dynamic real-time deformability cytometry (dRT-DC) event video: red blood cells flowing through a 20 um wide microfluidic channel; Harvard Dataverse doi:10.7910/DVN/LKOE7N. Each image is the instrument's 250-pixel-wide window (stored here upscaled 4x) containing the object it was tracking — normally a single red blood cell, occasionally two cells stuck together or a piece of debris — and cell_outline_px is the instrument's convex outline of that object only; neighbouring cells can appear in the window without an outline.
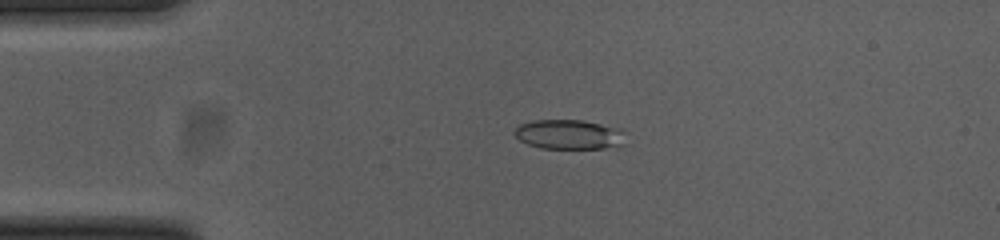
{"species": "common noctule bat (a hibernating species)", "species_latin": "Nyctalus noctula", "temperature_condition": "cold", "stored_images_in_passage": 55, "camera_frame_rate_fps": 3000, "um_per_image_px": 0.085, "animal": {"sex": "female", "body_mass_g": 23.0, "forearm_length_mm": 53.4}, "frame": {"image": 1, "passage_image": 12, "time_ms": 3.667, "image_size_px": [1000, 240], "cell_outline_px": [[628, 132], [624, 144], [620, 148], [540, 148], [528, 144], [520, 140], [512, 132], [520, 124], [536, 120], [584, 120], [624, 128]], "centroid_in_image_um": [48.51, 11.43], "position_along_channel_um": 36.5, "area_um2": 19.77}}
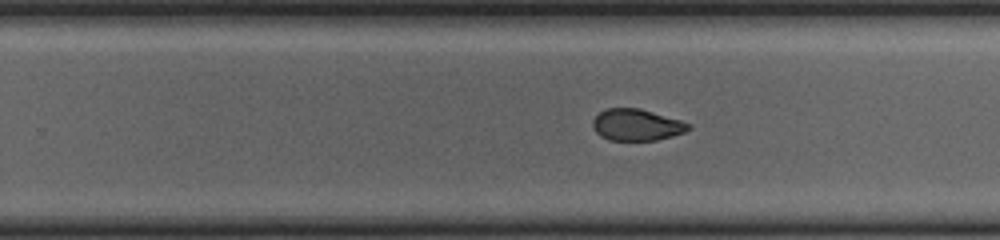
{"frame": {"image": 2, "passage_image": 34, "time_ms": 11.0, "image_size_px": [1000, 240], "cell_outline_px": [[692, 128], [684, 132], [672, 136], [656, 140], [608, 140], [600, 136], [592, 128], [592, 120], [600, 112], [608, 108], [640, 108], [680, 120], [692, 124]], "centroid_in_image_um": [54.11, 10.61], "position_along_channel_um": 275.7, "area_um2": 17.69}}
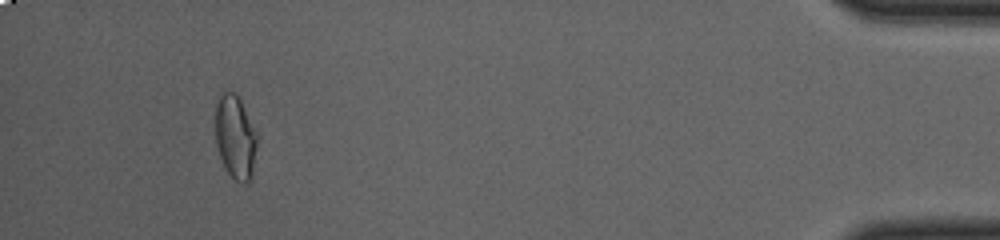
{"frame": {"image": 3, "passage_image": 51, "time_ms": 16.667, "image_size_px": [1000, 240], "cell_outline_px": [[256, 148], [252, 180], [244, 184], [240, 184], [228, 172], [220, 156], [216, 144], [216, 96], [224, 88], [236, 92], [256, 132]], "centroid_in_image_um": [19.99, 11.61], "position_along_channel_um": 415.2, "area_um2": 20.52}, "authors_computed_cell_mechanics": {"area_um2": 19.2474, "velocity_mm_per_s": 3.7069, "shape_relaxation_time_tau1_ms": null, "shape_relaxation_time_tau2_ms": 3.3662, "deformation_change_tau1": null, "deformation_change_tau2": 0.0648}}